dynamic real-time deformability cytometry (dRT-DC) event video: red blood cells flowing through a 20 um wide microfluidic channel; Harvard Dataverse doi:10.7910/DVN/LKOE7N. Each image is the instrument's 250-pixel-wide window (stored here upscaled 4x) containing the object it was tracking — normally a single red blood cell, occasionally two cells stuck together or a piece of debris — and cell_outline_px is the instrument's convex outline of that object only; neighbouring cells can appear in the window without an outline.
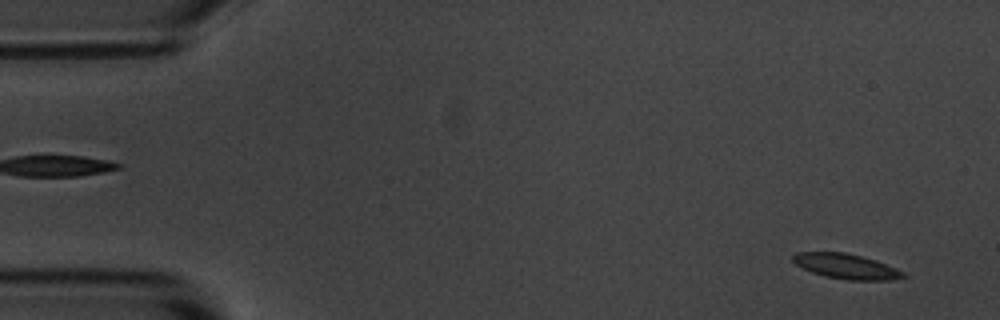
{"species": "common noctule bat (a hibernating species)", "species_latin": "Nyctalus noctula", "temperature_condition": "room temperature", "stored_images_in_passage": 3, "camera_frame_rate_fps": 3000, "um_per_image_px": 0.085, "animal": {"sex": "male", "body_mass_g": 20.1, "forearm_length_mm": 53.5}, "frame": {"image": 1, "passage_image": 3, "time_ms": 3.0, "image_size_px": [1000, 320], "cell_outline_px": [[908, 276], [892, 280], [848, 280], [824, 276], [812, 272], [796, 264], [792, 260], [792, 256], [796, 252], [844, 252], [876, 260], [896, 268], [904, 272]], "centroid_in_image_um": [71.94, 22.64], "position_along_channel_um": 13.1, "area_um2": 16.07}}